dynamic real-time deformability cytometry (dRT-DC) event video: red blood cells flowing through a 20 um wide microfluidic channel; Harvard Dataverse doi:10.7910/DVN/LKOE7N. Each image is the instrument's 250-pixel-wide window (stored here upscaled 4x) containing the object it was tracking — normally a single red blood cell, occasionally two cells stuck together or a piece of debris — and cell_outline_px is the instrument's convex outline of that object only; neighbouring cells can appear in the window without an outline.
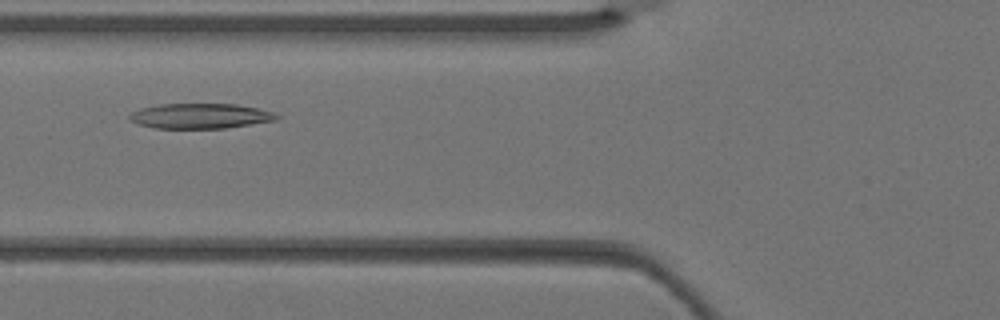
{"species": "Egyptian fruit bat (a non-hibernating species)", "species_latin": "Rousettus aegyptiacus", "temperature_condition": "warm", "stored_images_in_passage": 2, "camera_frame_rate_fps": 3000, "um_per_image_px": 0.085, "animal": {"sex": "female"}, "frame": {"image": 1, "passage_image": 2, "time_ms": 0.333, "image_size_px": [1000, 320], "cell_outline_px": [[280, 116], [276, 120], [224, 128], [156, 128], [136, 124], [128, 120], [128, 116], [132, 112], [140, 108], [160, 104], [236, 104], [256, 108], [272, 112]], "centroid_in_image_um": [16.96, 9.86], "position_along_channel_um": 108.8, "area_um2": 21.44}}